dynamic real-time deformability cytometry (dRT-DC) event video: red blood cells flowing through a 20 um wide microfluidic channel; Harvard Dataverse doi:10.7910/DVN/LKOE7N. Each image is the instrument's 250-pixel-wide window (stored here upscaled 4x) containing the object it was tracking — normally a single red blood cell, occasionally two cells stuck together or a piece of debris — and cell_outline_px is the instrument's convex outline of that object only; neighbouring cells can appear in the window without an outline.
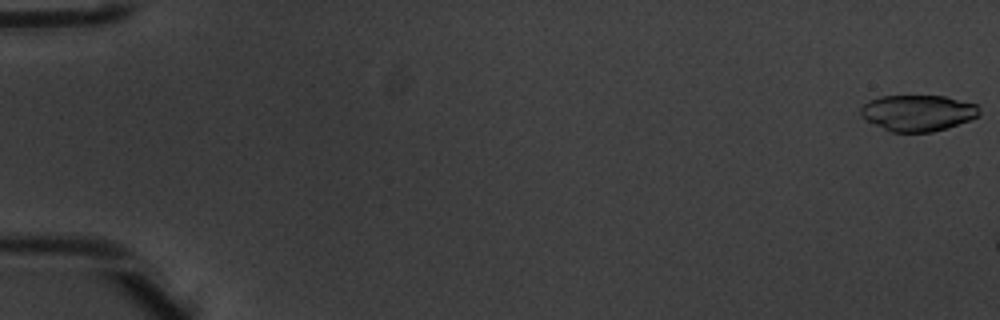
{"species": "common noctule bat (a hibernating species)", "species_latin": "Nyctalus noctula", "temperature_condition": "warm", "stored_images_in_passage": 5, "camera_frame_rate_fps": 3000, "um_per_image_px": 0.085, "animal": {"sex": "male", "body_mass_g": 20.1, "forearm_length_mm": 53.5}, "frame": {"image": 1, "passage_image": 1, "time_ms": 0.0, "image_size_px": [1000, 320], "cell_outline_px": [[980, 116], [932, 132], [892, 132], [860, 116], [860, 108], [868, 100], [880, 96], [944, 96], [976, 104], [980, 108]], "centroid_in_image_um": [78.01, 9.58], "position_along_channel_um": 7.0, "area_um2": 24.74}}